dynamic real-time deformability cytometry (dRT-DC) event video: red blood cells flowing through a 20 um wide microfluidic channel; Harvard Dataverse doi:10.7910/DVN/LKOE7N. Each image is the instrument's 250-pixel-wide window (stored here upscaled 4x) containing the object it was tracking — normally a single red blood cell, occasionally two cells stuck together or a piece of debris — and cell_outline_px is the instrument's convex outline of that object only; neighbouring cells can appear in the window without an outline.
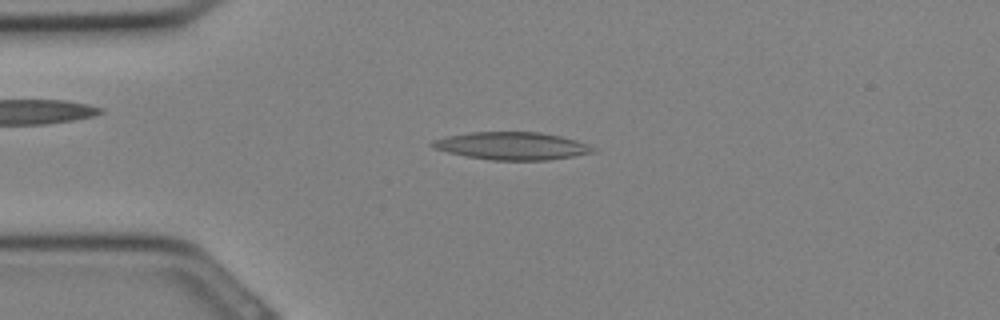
{"species": "Egyptian fruit bat (a non-hibernating species)", "species_latin": "Rousettus aegyptiacus", "temperature_condition": "cold", "stored_images_in_passage": 31, "camera_frame_rate_fps": 3000, "um_per_image_px": 0.085, "animal": {"sex": "female"}, "frame": {"image": 1, "passage_image": 7, "time_ms": 2.0, "image_size_px": [1000, 320], "cell_outline_px": [[596, 152], [548, 160], [488, 160], [464, 156], [432, 148], [428, 144], [432, 140], [448, 136], [472, 132], [540, 132], [560, 136], [576, 140], [588, 144], [596, 148]], "centroid_in_image_um": [43.5, 12.4], "position_along_channel_um": 41.5, "area_um2": 26.01}}
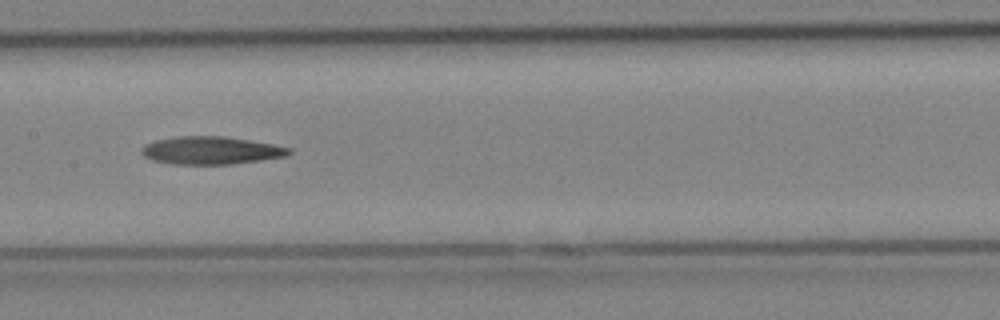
{"frame": {"image": 2, "passage_image": 15, "time_ms": 4.667, "image_size_px": [1000, 320], "cell_outline_px": [[292, 152], [284, 156], [260, 160], [232, 164], [172, 164], [152, 160], [144, 156], [140, 152], [144, 144], [156, 140], [176, 136], [224, 136], [272, 144], [292, 148]], "centroid_in_image_um": [17.9, 12.78], "position_along_channel_um": 189.5, "area_um2": 23.81}}
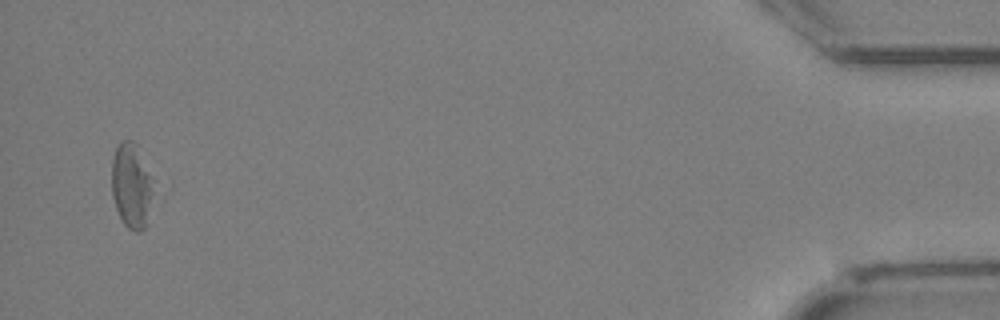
{"frame": {"image": 3, "passage_image": 30, "time_ms": 9.667, "image_size_px": [1000, 320], "cell_outline_px": [[164, 196], [148, 224], [140, 232], [136, 232], [128, 228], [124, 224], [116, 208], [112, 196], [112, 160], [116, 148], [120, 140], [132, 140], [136, 144], [164, 188]], "centroid_in_image_um": [11.44, 15.85], "position_along_channel_um": 423.8, "area_um2": 23.87}}